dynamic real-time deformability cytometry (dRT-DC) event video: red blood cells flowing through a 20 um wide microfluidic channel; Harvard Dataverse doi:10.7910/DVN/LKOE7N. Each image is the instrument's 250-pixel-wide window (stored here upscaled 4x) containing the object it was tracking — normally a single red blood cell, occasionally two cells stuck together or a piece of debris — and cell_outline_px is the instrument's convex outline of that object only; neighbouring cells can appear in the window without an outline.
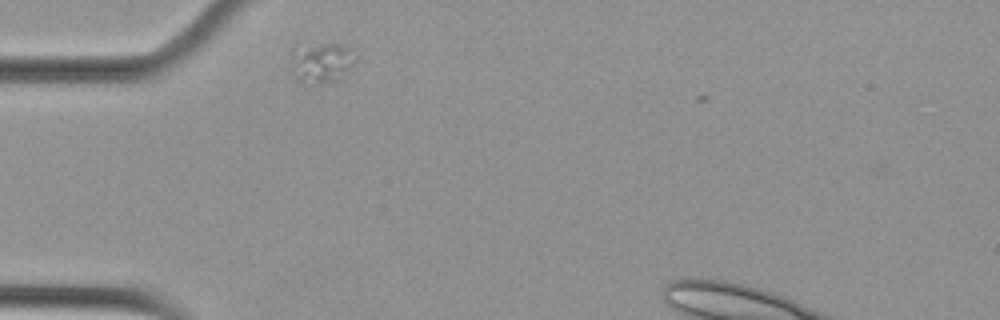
{"species": "Egyptian fruit bat (a non-hibernating species)", "species_latin": "Rousettus aegyptiacus", "temperature_condition": "cold", "stored_images_in_passage": 31, "camera_frame_rate_fps": 3000, "um_per_image_px": 0.085, "animal": {"sex": "female"}, "frame": {"image": 1, "passage_image": 2, "time_ms": 0.333, "image_size_px": [1000, 320], "cell_outline_px": [[356, 60], [340, 80], [320, 84], [300, 80], [296, 76], [292, 68], [292, 48], [324, 44], [336, 44], [348, 48], [356, 56]], "centroid_in_image_um": [27.36, 5.33], "position_along_channel_um": 57.6, "area_um2": 14.68}}
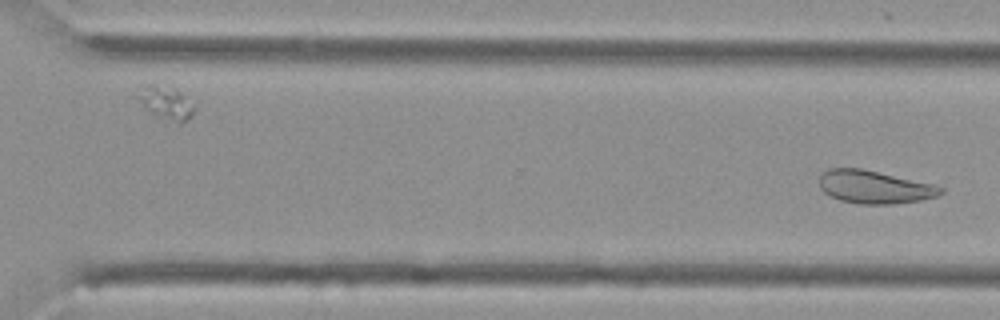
{"frame": {"image": 2, "passage_image": 31, "time_ms": 10.0, "image_size_px": [1000, 320], "cell_outline_px": [[944, 192], [936, 196], [920, 200], [892, 204], [860, 204], [840, 200], [824, 192], [820, 188], [820, 176], [828, 168], [860, 168], [932, 184], [944, 188]], "centroid_in_image_um": [74.31, 15.9], "position_along_channel_um": 296.3, "area_um2": 23.0}}